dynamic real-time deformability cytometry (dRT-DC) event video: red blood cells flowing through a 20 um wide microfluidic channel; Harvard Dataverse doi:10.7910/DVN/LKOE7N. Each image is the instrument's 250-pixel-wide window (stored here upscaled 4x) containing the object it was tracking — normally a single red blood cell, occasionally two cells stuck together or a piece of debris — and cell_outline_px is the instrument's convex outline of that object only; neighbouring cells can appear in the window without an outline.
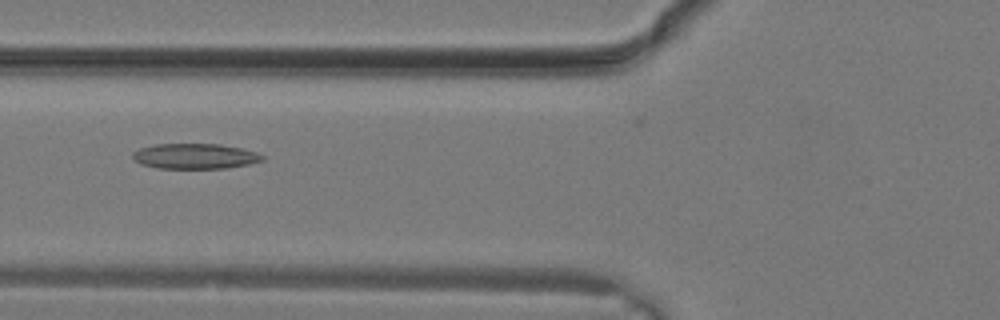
{"species": "common noctule bat (a hibernating species)", "species_latin": "Nyctalus noctula", "temperature_condition": "warm", "stored_images_in_passage": 7, "camera_frame_rate_fps": 3000, "um_per_image_px": 0.085, "animal": {"sex": "male", "body_mass_g": 19.2, "forearm_length_mm": 51.8}, "frame": {"image": 1, "passage_image": 4, "time_ms": 1.0, "image_size_px": [1000, 320], "cell_outline_px": [[264, 160], [248, 164], [228, 168], [156, 168], [140, 164], [132, 156], [132, 152], [140, 148], [156, 144], [220, 144], [240, 148], [256, 152], [264, 156]], "centroid_in_image_um": [16.56, 13.28], "position_along_channel_um": 109.2, "area_um2": 19.07}}
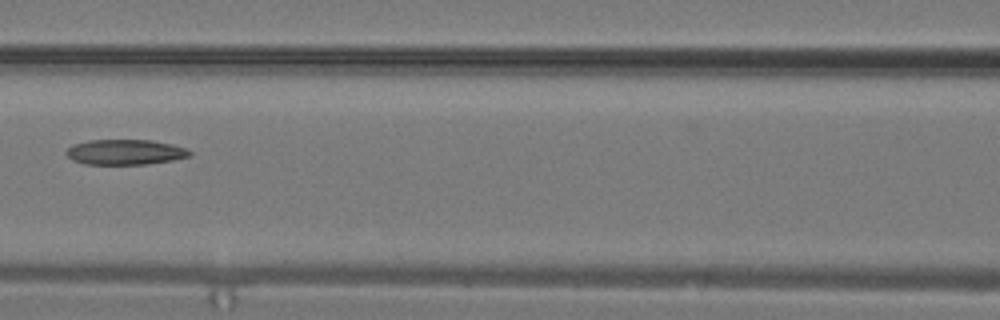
{"frame": {"image": 2, "passage_image": 6, "time_ms": 1.667, "image_size_px": [1000, 320], "cell_outline_px": [[192, 156], [172, 160], [148, 164], [84, 164], [72, 160], [64, 152], [72, 144], [92, 140], [152, 140], [172, 144], [184, 148], [192, 152]], "centroid_in_image_um": [10.63, 12.93], "position_along_channel_um": 156.0, "area_um2": 18.21}}